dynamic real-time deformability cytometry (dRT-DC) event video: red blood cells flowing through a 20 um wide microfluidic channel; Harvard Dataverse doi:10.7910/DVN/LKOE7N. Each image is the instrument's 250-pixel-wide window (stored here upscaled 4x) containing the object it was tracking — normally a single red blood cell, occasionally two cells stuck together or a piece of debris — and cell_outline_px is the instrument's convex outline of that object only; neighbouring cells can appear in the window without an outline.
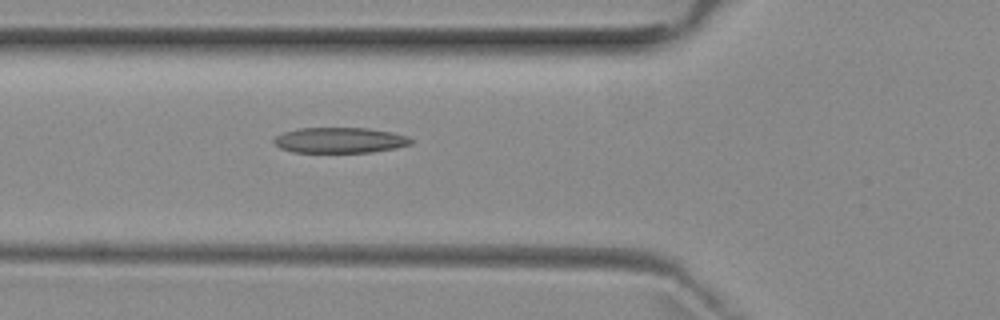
{"species": "common noctule bat (a hibernating species)", "species_latin": "Nyctalus noctula", "temperature_condition": "room temperature", "stored_images_in_passage": 5, "camera_frame_rate_fps": 3000, "um_per_image_px": 0.085, "animal": {"sex": "female", "body_mass_g": 29.2, "forearm_length_mm": 56.3}, "frame": {"image": 1, "passage_image": 5, "time_ms": 4.667, "image_size_px": [1000, 320], "cell_outline_px": [[412, 144], [396, 148], [372, 152], [292, 152], [280, 148], [272, 140], [276, 136], [284, 132], [296, 128], [368, 128], [392, 132], [408, 136], [412, 140]], "centroid_in_image_um": [28.89, 11.91], "position_along_channel_um": 96.9, "area_um2": 20.46}}